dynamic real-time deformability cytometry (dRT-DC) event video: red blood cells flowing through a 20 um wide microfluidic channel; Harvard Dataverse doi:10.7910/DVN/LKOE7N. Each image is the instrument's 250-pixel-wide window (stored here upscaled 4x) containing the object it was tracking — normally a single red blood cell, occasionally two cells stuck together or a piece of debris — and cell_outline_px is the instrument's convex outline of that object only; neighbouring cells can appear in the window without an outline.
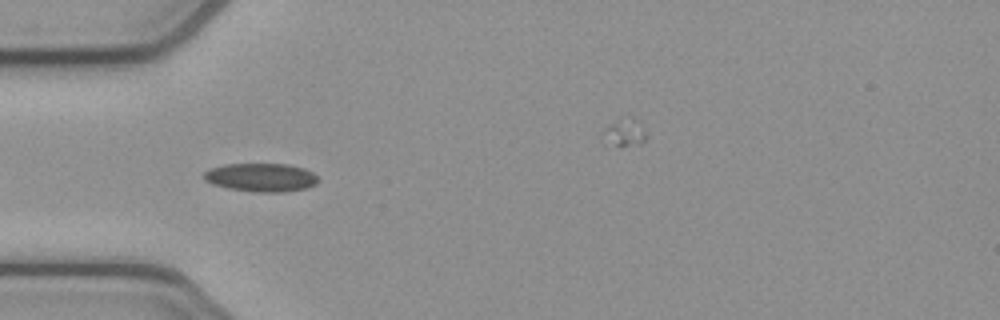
{"species": "common noctule bat (a hibernating species)", "species_latin": "Nyctalus noctula", "temperature_condition": "cold", "stored_images_in_passage": 14, "camera_frame_rate_fps": 3000, "um_per_image_px": 0.085, "animal": {"sex": "female", "body_mass_g": 21.9}, "frame": {"image": 1, "passage_image": 5, "time_ms": 1.333, "image_size_px": [1000, 320], "cell_outline_px": [[320, 180], [316, 184], [308, 188], [284, 192], [252, 192], [228, 188], [212, 184], [204, 180], [204, 172], [208, 168], [224, 164], [288, 164], [304, 168], [312, 172]], "centroid_in_image_um": [22.19, 15.08], "position_along_channel_um": 62.8, "area_um2": 19.19}}
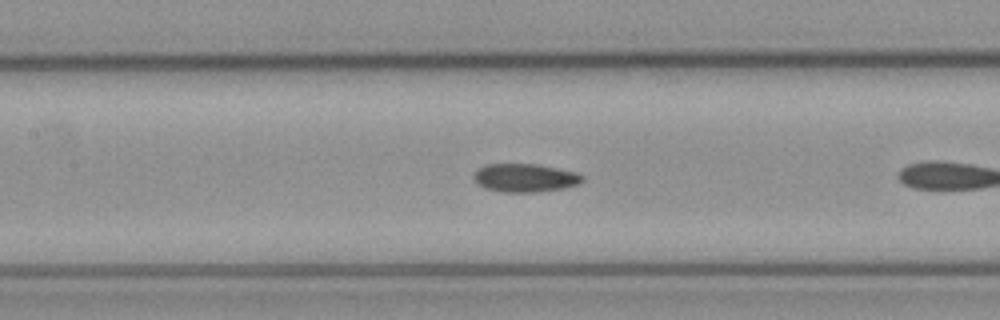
{"frame": {"image": 2, "passage_image": 10, "time_ms": 3.0, "image_size_px": [1000, 320], "cell_outline_px": [[584, 180], [580, 184], [564, 188], [536, 192], [504, 192], [484, 188], [472, 180], [472, 176], [484, 164], [536, 164], [576, 172], [584, 176]], "centroid_in_image_um": [44.62, 15.12], "position_along_channel_um": 162.8, "area_um2": 18.03}}